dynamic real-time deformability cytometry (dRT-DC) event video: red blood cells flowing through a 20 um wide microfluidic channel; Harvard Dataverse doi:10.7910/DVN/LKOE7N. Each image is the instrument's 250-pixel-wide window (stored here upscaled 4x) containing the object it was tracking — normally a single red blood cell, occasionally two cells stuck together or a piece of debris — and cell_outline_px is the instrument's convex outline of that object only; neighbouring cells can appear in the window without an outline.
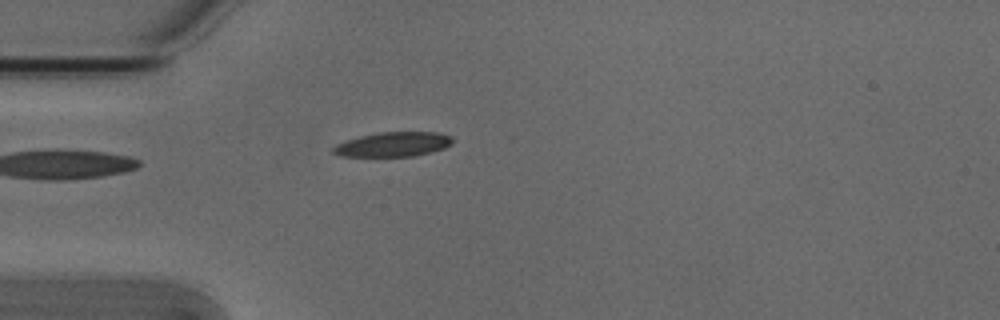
{"species": "Egyptian fruit bat (a non-hibernating species)", "species_latin": "Rousettus aegyptiacus", "temperature_condition": "cold", "stored_images_in_passage": 40, "camera_frame_rate_fps": 3000, "um_per_image_px": 0.085, "animal": {"sex": "male"}, "frame": {"image": 1, "passage_image": 1, "time_ms": 0.0, "image_size_px": [1000, 320], "cell_outline_px": [[452, 144], [444, 148], [432, 152], [412, 156], [340, 156], [332, 152], [332, 148], [336, 144], [344, 140], [360, 136], [380, 132], [436, 132], [452, 136]], "centroid_in_image_um": [33.4, 12.26], "position_along_channel_um": 51.6, "area_um2": 17.11}}
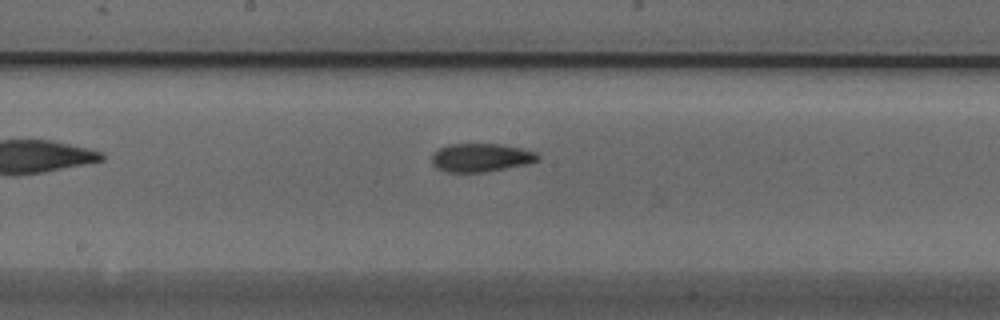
{"frame": {"image": 2, "passage_image": 14, "time_ms": 4.333, "image_size_px": [1000, 320], "cell_outline_px": [[540, 160], [524, 164], [484, 172], [448, 172], [436, 168], [432, 164], [432, 152], [448, 144], [500, 144], [520, 148], [536, 152], [540, 156]], "centroid_in_image_um": [40.85, 13.39], "position_along_channel_um": 207.4, "area_um2": 17.46}}
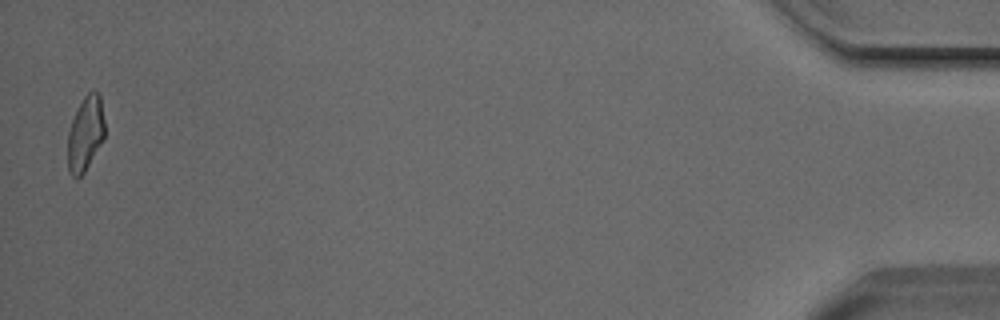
{"frame": {"image": 3, "passage_image": 39, "time_ms": 12.667, "image_size_px": [1000, 320], "cell_outline_px": [[104, 140], [84, 172], [76, 180], [68, 172], [68, 132], [72, 120], [84, 96], [92, 88], [96, 88], [100, 92], [104, 120]], "centroid_in_image_um": [7.28, 11.33], "position_along_channel_um": 427.9, "area_um2": 16.36}, "authors_computed_cell_mechanics": {"area_um2": 17.2244, "velocity_mm_per_s": 3.8183, "shape_relaxation_time_tau1_ms": 6.8366, "shape_relaxation_time_tau2_ms": 3.6016, "deformation_change_tau1": 0.1877, "deformation_change_tau2": 0.1127}}